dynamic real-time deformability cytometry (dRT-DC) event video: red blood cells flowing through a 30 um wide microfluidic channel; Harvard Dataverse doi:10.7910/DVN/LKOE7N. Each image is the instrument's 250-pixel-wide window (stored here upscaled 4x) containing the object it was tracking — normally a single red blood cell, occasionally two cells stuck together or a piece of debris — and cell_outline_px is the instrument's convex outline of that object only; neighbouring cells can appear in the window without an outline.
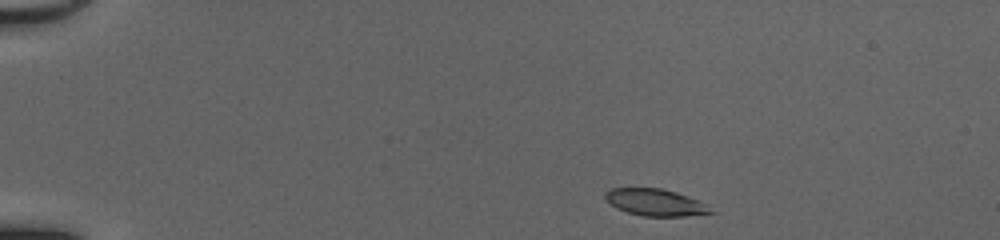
{"species": "common noctule bat (a hibernating species)", "species_latin": "Nyctalus noctula", "temperature_condition": "cold", "stored_images_in_passage": 42, "camera_frame_rate_fps": 3000, "um_per_image_px": 0.085, "animal": {"sex": "female", "body_mass_g": 20.0, "forearm_length_mm": 54.0}, "frame": {"image": 1, "passage_image": 1, "time_ms": 0.0, "image_size_px": [1000, 240], "cell_outline_px": [[716, 212], [684, 216], [644, 216], [628, 212], [616, 208], [604, 196], [604, 192], [612, 188], [660, 188], [676, 192], [688, 196], [704, 204]], "centroid_in_image_um": [55.68, 17.2], "position_along_channel_um": 29.3, "area_um2": 16.24}}
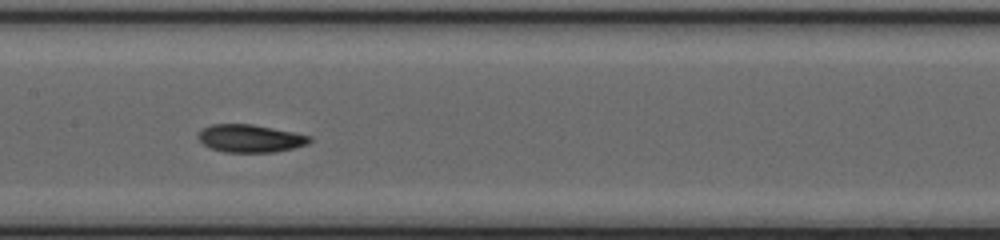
{"frame": {"image": 2, "passage_image": 19, "time_ms": 6.0, "image_size_px": [1000, 240], "cell_outline_px": [[312, 140], [308, 144], [276, 152], [224, 152], [212, 148], [204, 144], [196, 136], [200, 128], [212, 124], [252, 124], [312, 136]], "centroid_in_image_um": [21.25, 11.76], "position_along_channel_um": 186.2, "area_um2": 18.03}}
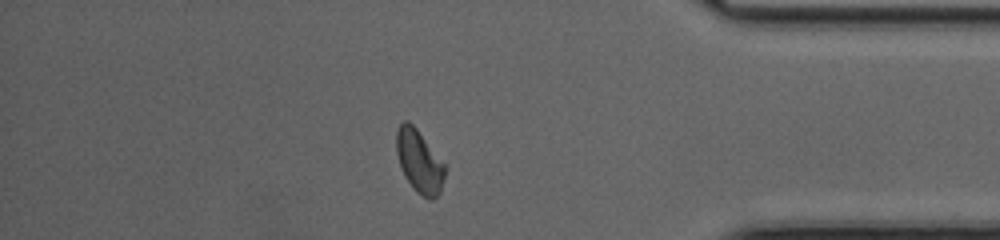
{"frame": {"image": 3, "passage_image": 36, "time_ms": 11.667, "image_size_px": [1000, 240], "cell_outline_px": [[444, 176], [440, 192], [432, 200], [428, 200], [420, 196], [416, 192], [404, 176], [396, 152], [396, 132], [400, 124], [404, 120], [408, 120], [416, 128], [444, 164]], "centroid_in_image_um": [35.61, 13.74], "position_along_channel_um": 399.6, "area_um2": 17.51}, "authors_computed_cell_mechanics": {"area_um2": 17.6001, "velocity_mm_per_s": 4.1679, "shape_relaxation_time_tau1_ms": 3.6506, "shape_relaxation_time_tau2_ms": 3.8307, "deformation_change_tau1": 0.127, "deformation_change_tau2": 0.0878}}